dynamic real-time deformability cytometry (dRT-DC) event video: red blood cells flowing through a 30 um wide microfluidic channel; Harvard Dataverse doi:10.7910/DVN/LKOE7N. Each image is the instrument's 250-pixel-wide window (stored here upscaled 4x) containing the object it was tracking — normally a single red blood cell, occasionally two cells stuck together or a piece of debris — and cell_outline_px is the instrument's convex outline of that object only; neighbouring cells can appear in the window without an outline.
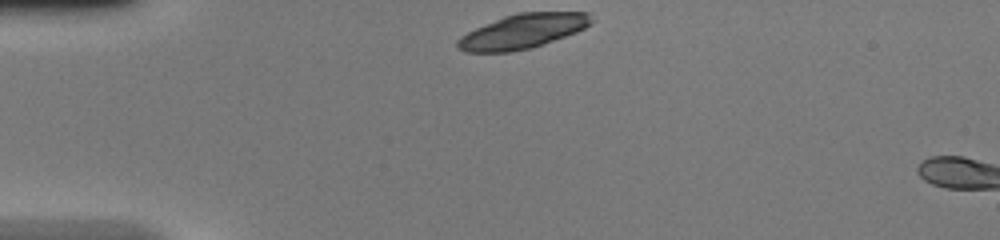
{"species": "common noctule bat (a hibernating species)", "species_latin": "Nyctalus noctula", "temperature_condition": "warm", "stored_images_in_passage": 3, "camera_frame_rate_fps": 3000, "um_per_image_px": 0.085, "animal": {"sex": "female", "body_mass_g": 20.0, "forearm_length_mm": 54.0}, "frame": {"image": 1, "passage_image": 1, "time_ms": 0.0, "image_size_px": [1000, 240], "cell_outline_px": [[592, 20], [584, 28], [576, 32], [544, 44], [532, 48], [508, 52], [464, 52], [456, 48], [456, 40], [460, 36], [476, 28], [504, 16], [516, 12], [588, 12]], "centroid_in_image_um": [44.38, 2.67], "position_along_channel_um": 40.6, "area_um2": 26.82}}